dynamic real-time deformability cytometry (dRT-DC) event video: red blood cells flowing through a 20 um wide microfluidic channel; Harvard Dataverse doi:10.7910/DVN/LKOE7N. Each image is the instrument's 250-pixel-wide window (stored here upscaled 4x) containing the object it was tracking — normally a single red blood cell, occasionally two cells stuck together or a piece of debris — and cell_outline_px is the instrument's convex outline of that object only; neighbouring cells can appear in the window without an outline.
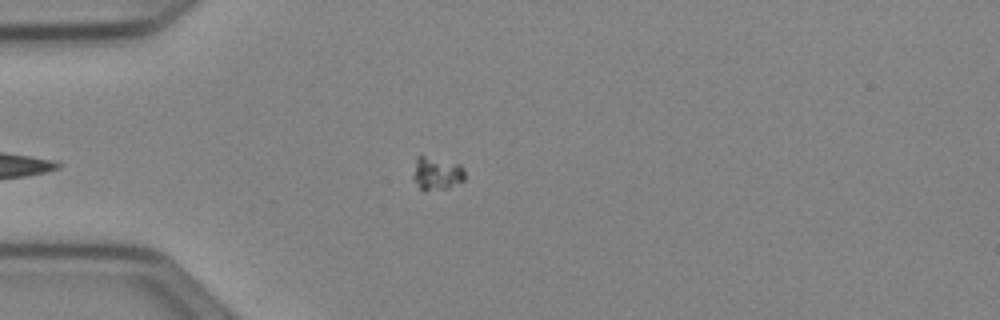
{"species": "Egyptian fruit bat (a non-hibernating species)", "species_latin": "Rousettus aegyptiacus", "temperature_condition": "cold", "stored_images_in_passage": 37, "camera_frame_rate_fps": 3000, "um_per_image_px": 0.085, "animal": {"sex": "female"}, "frame": {"image": 1, "passage_image": 3, "time_ms": 0.667, "image_size_px": [1000, 320], "cell_outline_px": [[464, 180], [448, 188], [424, 192], [412, 180], [412, 176], [416, 156], [424, 156], [460, 164], [464, 168]], "centroid_in_image_um": [37.08, 14.77], "position_along_channel_um": 47.9, "area_um2": 10.12}}